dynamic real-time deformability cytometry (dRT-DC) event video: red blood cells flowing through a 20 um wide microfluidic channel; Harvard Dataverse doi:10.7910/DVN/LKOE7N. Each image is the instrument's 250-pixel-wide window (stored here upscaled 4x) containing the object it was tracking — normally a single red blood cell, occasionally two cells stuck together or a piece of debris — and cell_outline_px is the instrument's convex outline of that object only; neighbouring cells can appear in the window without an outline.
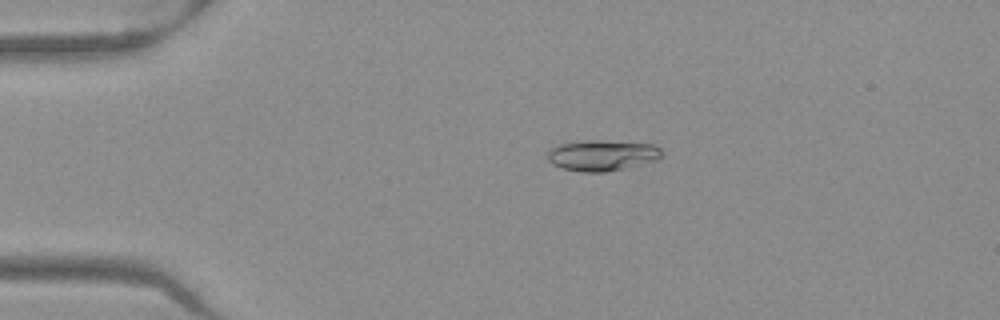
{"species": "Egyptian fruit bat (a non-hibernating species)", "species_latin": "Rousettus aegyptiacus", "temperature_condition": "warm", "stored_images_in_passage": 52, "camera_frame_rate_fps": 3000, "um_per_image_px": 0.085, "frame": {"image": 1, "passage_image": 11, "time_ms": 3.333, "image_size_px": [1000, 320], "cell_outline_px": [[664, 156], [660, 160], [644, 164], [604, 172], [584, 172], [560, 168], [552, 164], [548, 160], [548, 152], [556, 144], [576, 140], [600, 140], [656, 144], [664, 152]], "centroid_in_image_um": [51.22, 13.19], "position_along_channel_um": 33.8, "area_um2": 21.1}}
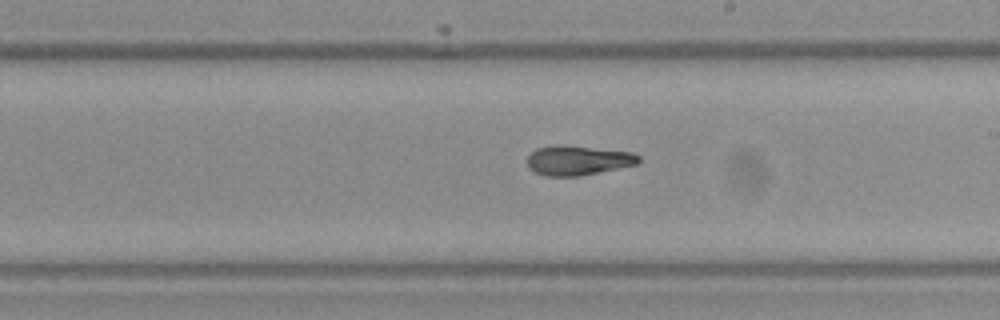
{"frame": {"image": 2, "passage_image": 30, "time_ms": 9.667, "image_size_px": [1000, 320], "cell_outline_px": [[640, 160], [636, 164], [580, 176], [544, 176], [528, 168], [528, 156], [536, 148], [552, 144], [560, 144], [632, 152], [640, 156]], "centroid_in_image_um": [49.09, 13.62], "position_along_channel_um": 239.9, "area_um2": 19.25}}
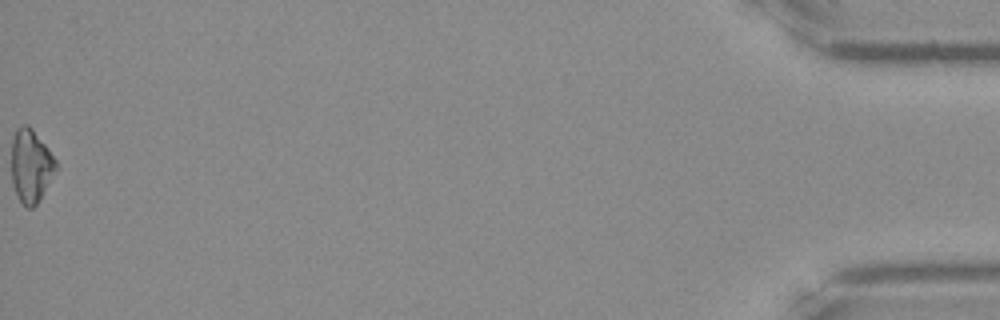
{"frame": {"image": 3, "passage_image": 52, "time_ms": 17.0, "image_size_px": [1000, 320], "cell_outline_px": [[56, 168], [40, 200], [32, 208], [28, 208], [20, 200], [12, 184], [12, 140], [16, 128], [24, 124], [28, 124], [32, 128], [56, 160]], "centroid_in_image_um": [2.6, 14.08], "position_along_channel_um": 432.6, "area_um2": 18.61}, "authors_computed_cell_mechanics": {"area_um2": 19.3919, "velocity_mm_per_s": 3.9823, "shape_relaxation_time_tau1_ms": 5.0974, "shape_relaxation_time_tau2_ms": 3.2611, "deformation_change_tau1": 0.191, "deformation_change_tau2": 0.0644}}